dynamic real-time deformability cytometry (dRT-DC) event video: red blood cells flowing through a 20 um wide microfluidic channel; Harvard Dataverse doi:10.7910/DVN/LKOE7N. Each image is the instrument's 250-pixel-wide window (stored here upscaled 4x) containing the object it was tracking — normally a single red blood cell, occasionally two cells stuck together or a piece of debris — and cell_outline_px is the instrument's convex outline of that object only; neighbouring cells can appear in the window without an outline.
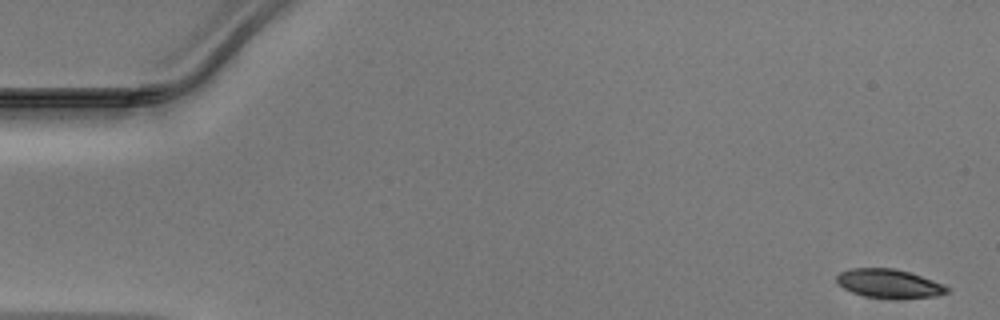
{"species": "Egyptian fruit bat (a non-hibernating species)", "species_latin": "Rousettus aegyptiacus", "temperature_condition": "warm", "stored_images_in_passage": 48, "camera_frame_rate_fps": 3000, "um_per_image_px": 0.085, "animal": {"sex": "male"}, "frame": {"image": 1, "passage_image": 1, "time_ms": 0.0, "image_size_px": [1000, 320], "cell_outline_px": [[948, 292], [936, 296], [896, 300], [892, 300], [864, 296], [852, 292], [844, 288], [836, 280], [836, 276], [840, 272], [852, 268], [896, 268], [944, 284], [948, 288]], "centroid_in_image_um": [75.57, 24.12], "position_along_channel_um": 9.4, "area_um2": 18.73}}
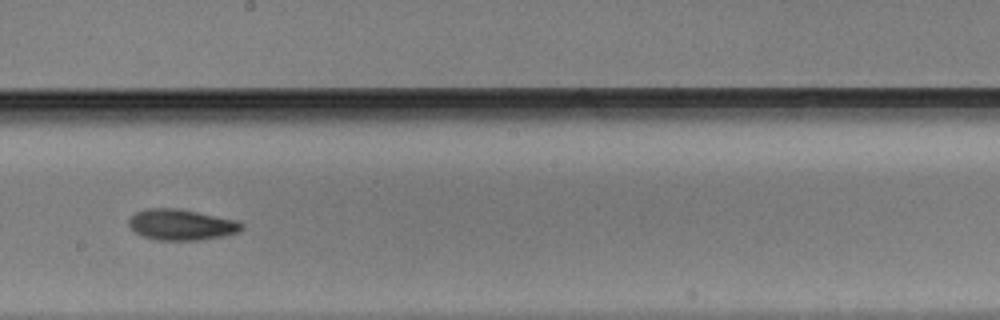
{"frame": {"image": 2, "passage_image": 27, "time_ms": 8.667, "image_size_px": [1000, 320], "cell_outline_px": [[244, 228], [236, 232], [224, 236], [200, 240], [156, 240], [140, 236], [128, 224], [128, 220], [136, 212], [144, 208], [176, 208], [236, 220], [244, 224]], "centroid_in_image_um": [15.39, 19.1], "position_along_channel_um": 232.8, "area_um2": 20.29}}
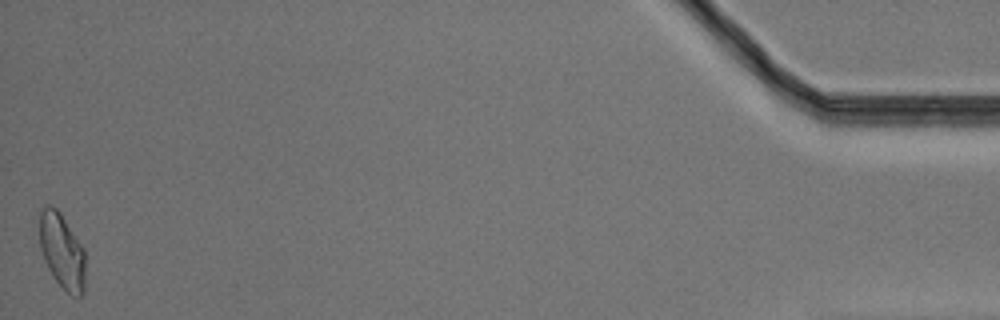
{"frame": {"image": 3, "passage_image": 48, "time_ms": 15.667, "image_size_px": [1000, 320], "cell_outline_px": [[84, 292], [80, 296], [68, 292], [52, 276], [44, 260], [40, 248], [40, 212], [44, 208], [56, 208], [60, 212], [84, 248]], "centroid_in_image_um": [5.27, 21.35], "position_along_channel_um": 429.9, "area_um2": 19.59}}